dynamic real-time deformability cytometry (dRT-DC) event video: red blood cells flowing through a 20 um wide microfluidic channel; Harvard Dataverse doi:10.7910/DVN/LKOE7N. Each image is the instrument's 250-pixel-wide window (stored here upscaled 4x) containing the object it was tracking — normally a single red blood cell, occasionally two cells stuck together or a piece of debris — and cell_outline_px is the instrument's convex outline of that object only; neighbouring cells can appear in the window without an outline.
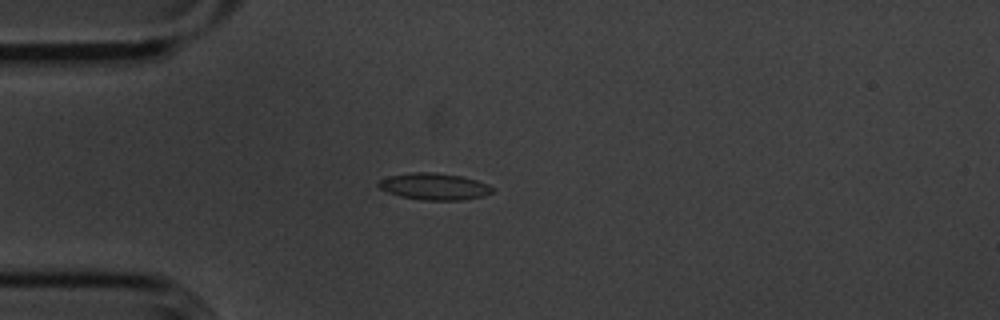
{"species": "common noctule bat (a hibernating species)", "species_latin": "Nyctalus noctula", "temperature_condition": "cold", "stored_images_in_passage": 55, "camera_frame_rate_fps": 3000, "um_per_image_px": 0.085, "animal": {"sex": "male", "body_mass_g": 20.1, "forearm_length_mm": 53.5}, "frame": {"image": 1, "passage_image": 14, "time_ms": 4.333, "image_size_px": [1000, 320], "cell_outline_px": [[496, 188], [492, 192], [484, 196], [460, 200], [420, 200], [400, 196], [388, 192], [380, 188], [376, 184], [380, 180], [388, 176], [412, 172], [432, 172], [460, 176], [476, 180], [488, 184]], "centroid_in_image_um": [36.92, 15.85], "position_along_channel_um": 48.1, "area_um2": 17.74}}
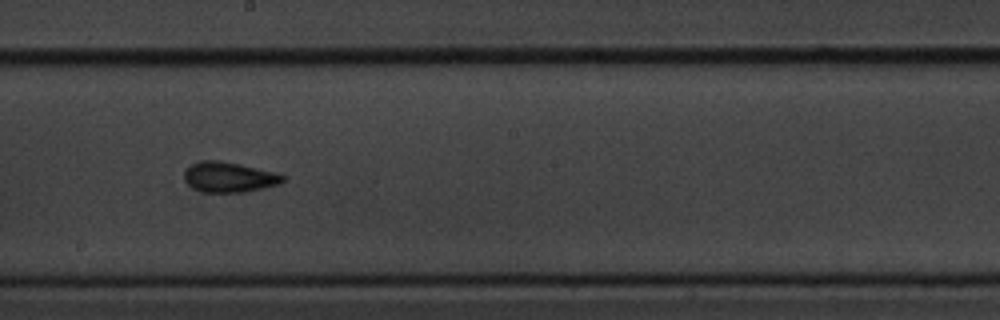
{"frame": {"image": 2, "passage_image": 30, "time_ms": 9.667, "image_size_px": [1000, 320], "cell_outline_px": [[284, 180], [280, 184], [264, 188], [244, 192], [200, 192], [192, 188], [184, 180], [184, 172], [192, 164], [200, 160], [220, 160], [240, 164], [272, 172], [284, 176]], "centroid_in_image_um": [19.43, 15.06], "position_along_channel_um": 228.8, "area_um2": 17.34}}
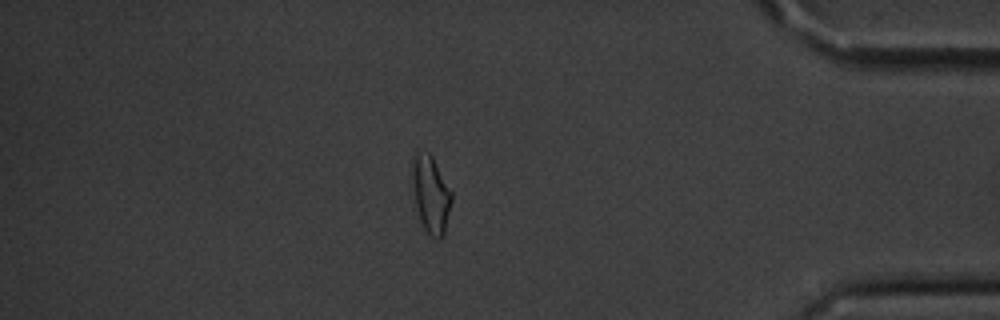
{"frame": {"image": 3, "passage_image": 47, "time_ms": 15.333, "image_size_px": [1000, 320], "cell_outline_px": [[452, 200], [444, 236], [440, 240], [432, 236], [424, 228], [420, 220], [416, 208], [412, 180], [412, 156], [416, 152], [428, 152], [432, 156], [452, 192]], "centroid_in_image_um": [36.62, 16.52], "position_along_channel_um": 398.6, "area_um2": 17.69}, "authors_computed_cell_mechanics": {"area_um2": 16.762, "velocity_mm_per_s": 3.6169, "shape_relaxation_time_tau1_ms": 4.0564, "shape_relaxation_time_tau2_ms": 2.8645, "deformation_change_tau1": 0.1114, "deformation_change_tau2": 0.0917}}